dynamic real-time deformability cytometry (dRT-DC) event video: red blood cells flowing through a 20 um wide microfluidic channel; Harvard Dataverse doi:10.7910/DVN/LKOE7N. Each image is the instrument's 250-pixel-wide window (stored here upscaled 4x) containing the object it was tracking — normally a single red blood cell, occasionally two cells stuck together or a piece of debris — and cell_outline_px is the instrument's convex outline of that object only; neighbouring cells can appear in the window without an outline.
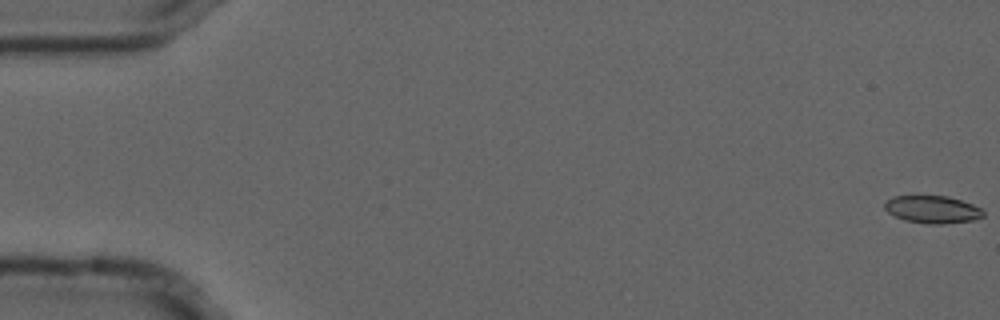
{"species": "common noctule bat (a hibernating species)", "species_latin": "Nyctalus noctula", "temperature_condition": "cold", "stored_images_in_passage": 5, "camera_frame_rate_fps": 3000, "um_per_image_px": 0.085, "animal": {"sex": "male", "forearm_length_mm": 52.5}, "frame": {"image": 1, "passage_image": 1, "time_ms": 0.0, "image_size_px": [1000, 320], "cell_outline_px": [[984, 216], [972, 220], [940, 224], [932, 224], [904, 220], [888, 212], [884, 208], [884, 204], [892, 196], [948, 196], [972, 204], [980, 208], [984, 212]], "centroid_in_image_um": [79.25, 17.8], "position_along_channel_um": 5.7, "area_um2": 15.61}}